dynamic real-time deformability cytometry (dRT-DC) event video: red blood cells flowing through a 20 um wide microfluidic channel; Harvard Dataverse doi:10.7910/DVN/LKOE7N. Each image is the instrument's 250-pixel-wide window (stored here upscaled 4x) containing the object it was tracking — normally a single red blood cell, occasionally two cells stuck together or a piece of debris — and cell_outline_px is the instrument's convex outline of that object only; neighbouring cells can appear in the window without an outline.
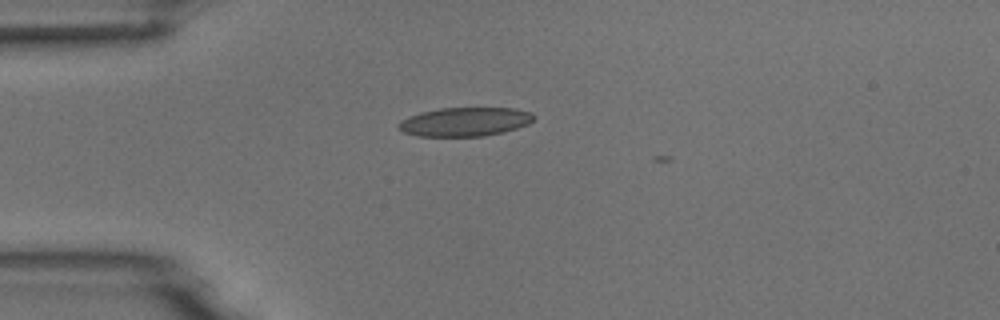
{"species": "common noctule bat (a hibernating species)", "species_latin": "Nyctalus noctula", "temperature_condition": "room temperature", "stored_images_in_passage": 1, "camera_frame_rate_fps": 3000, "um_per_image_px": 0.085, "animal": {"sex": "male", "body_mass_g": 18.8}, "frame": {"image": 1, "passage_image": 1, "time_ms": 0.0, "image_size_px": [1000, 320], "cell_outline_px": [[536, 116], [528, 124], [504, 132], [484, 136], [416, 136], [404, 132], [396, 128], [396, 124], [400, 120], [408, 116], [420, 112], [440, 108], [516, 108], [532, 112]], "centroid_in_image_um": [39.49, 10.35], "position_along_channel_um": 45.5, "area_um2": 23.0}}